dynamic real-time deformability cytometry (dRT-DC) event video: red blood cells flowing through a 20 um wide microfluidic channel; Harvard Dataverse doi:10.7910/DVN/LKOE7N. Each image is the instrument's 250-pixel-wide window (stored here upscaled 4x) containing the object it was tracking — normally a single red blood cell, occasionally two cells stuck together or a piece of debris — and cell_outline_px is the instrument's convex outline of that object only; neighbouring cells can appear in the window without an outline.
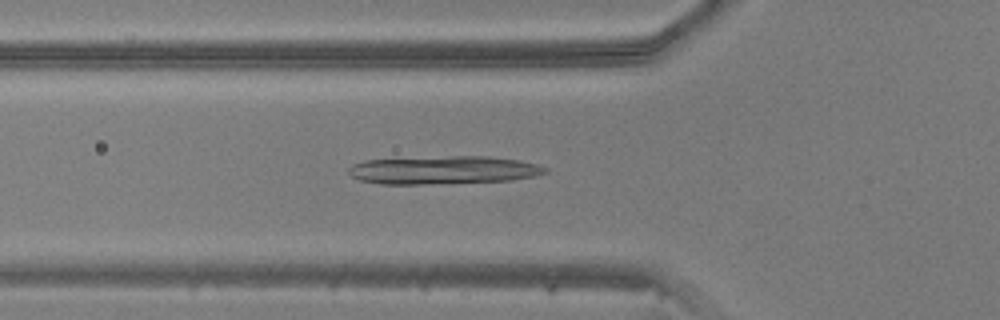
{"species": "common noctule bat (a hibernating species)", "species_latin": "Nyctalus noctula", "temperature_condition": "warm", "stored_images_in_passage": 47, "camera_frame_rate_fps": 3000, "um_per_image_px": 0.085, "animal": {"sex": "male", "body_mass_g": 20.5, "forearm_length_mm": 52.5}, "frame": {"image": 1, "passage_image": 16, "time_ms": 5.0, "image_size_px": [1000, 320], "cell_outline_px": [[548, 172], [536, 176], [512, 180], [448, 184], [380, 184], [360, 180], [352, 176], [348, 172], [348, 168], [352, 164], [368, 160], [452, 156], [488, 156], [520, 160], [536, 164], [548, 168]], "centroid_in_image_um": [37.74, 14.47], "position_along_channel_um": 88.1, "area_um2": 32.48}}
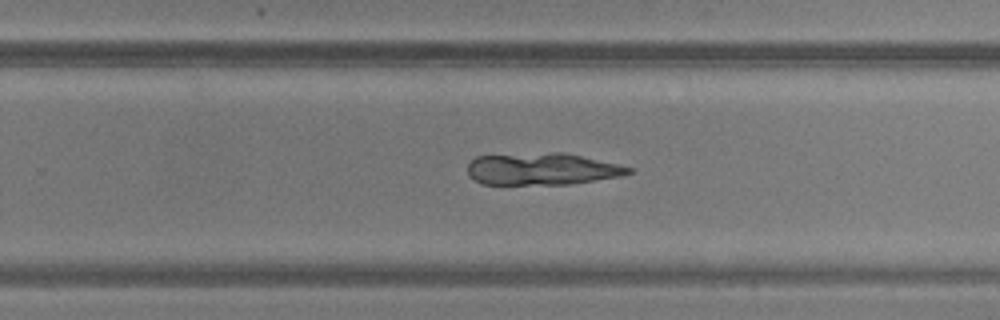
{"frame": {"image": 2, "passage_image": 30, "time_ms": 9.667, "image_size_px": [1000, 320], "cell_outline_px": [[632, 172], [620, 176], [568, 184], [480, 184], [468, 176], [468, 164], [476, 156], [552, 152], [564, 152], [616, 164], [632, 168]], "centroid_in_image_um": [46.01, 14.36], "position_along_channel_um": 283.8, "area_um2": 29.77}}
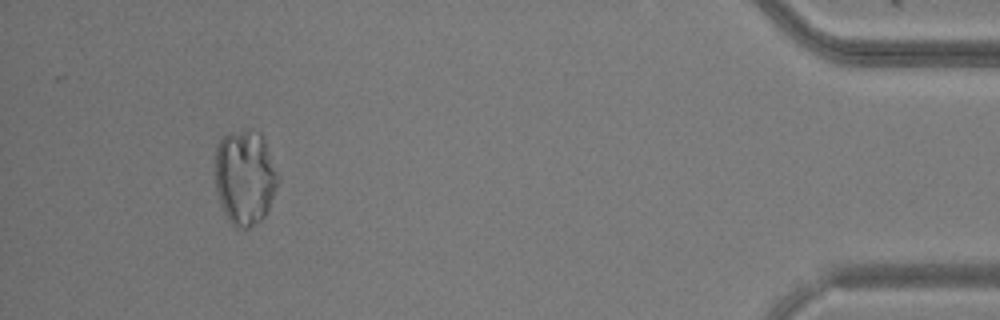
{"frame": {"image": 3, "passage_image": 44, "time_ms": 14.333, "image_size_px": [1000, 320], "cell_outline_px": [[280, 180], [268, 212], [260, 220], [248, 228], [236, 228], [228, 220], [220, 204], [216, 192], [216, 148], [220, 140], [228, 132], [248, 128], [252, 128], [260, 132], [264, 136], [280, 176]], "centroid_in_image_um": [20.86, 15.04], "position_along_channel_um": 414.3, "area_um2": 35.66}}